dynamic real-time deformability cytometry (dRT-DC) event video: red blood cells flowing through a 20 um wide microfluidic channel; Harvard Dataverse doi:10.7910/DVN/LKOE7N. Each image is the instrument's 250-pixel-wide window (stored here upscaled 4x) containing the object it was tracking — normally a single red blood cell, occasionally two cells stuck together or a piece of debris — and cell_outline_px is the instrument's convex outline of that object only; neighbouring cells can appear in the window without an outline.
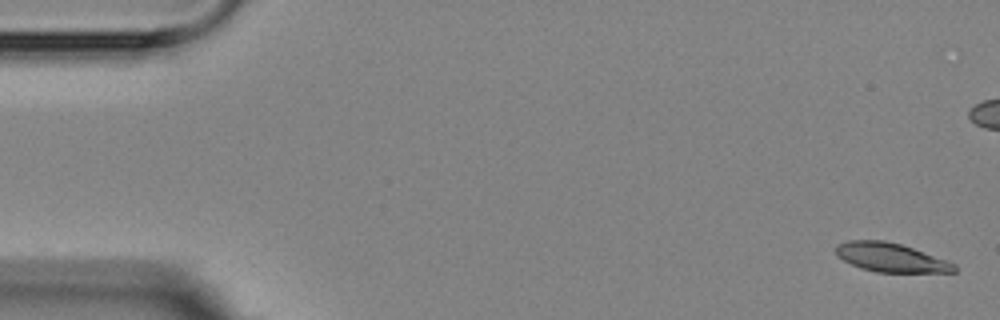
{"species": "Egyptian fruit bat (a non-hibernating species)", "species_latin": "Rousettus aegyptiacus", "temperature_condition": "room temperature", "stored_images_in_passage": 4, "camera_frame_rate_fps": 3000, "um_per_image_px": 0.085, "animal": {"sex": "female"}, "frame": {"image": 1, "passage_image": 1, "time_ms": 0.0, "image_size_px": [1000, 320], "cell_outline_px": [[956, 272], [876, 272], [860, 268], [836, 256], [836, 244], [848, 240], [884, 240], [900, 244], [912, 248], [956, 264]], "centroid_in_image_um": [75.67, 21.88], "position_along_channel_um": 9.3, "area_um2": 19.77}}